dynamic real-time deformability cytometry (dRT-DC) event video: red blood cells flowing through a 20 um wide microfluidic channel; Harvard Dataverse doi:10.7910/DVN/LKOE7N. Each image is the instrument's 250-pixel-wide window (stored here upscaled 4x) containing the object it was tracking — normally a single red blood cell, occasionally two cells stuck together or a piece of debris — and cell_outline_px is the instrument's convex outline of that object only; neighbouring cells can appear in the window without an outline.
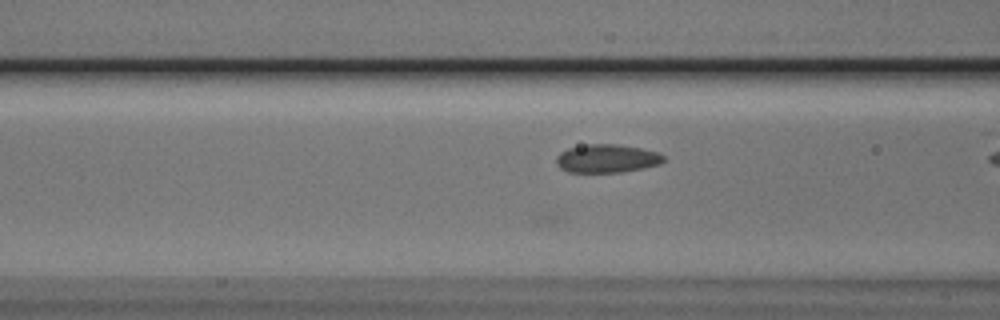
{"species": "Egyptian fruit bat (a non-hibernating species)", "species_latin": "Rousettus aegyptiacus", "temperature_condition": "cold", "stored_images_in_passage": 8, "camera_frame_rate_fps": 3000, "um_per_image_px": 0.085, "animal": {"sex": "male"}, "frame": {"image": 1, "passage_image": 6, "time_ms": 1.667, "image_size_px": [1000, 320], "cell_outline_px": [[664, 160], [660, 164], [620, 172], [568, 172], [560, 168], [556, 164], [556, 156], [560, 152], [568, 148], [588, 144], [616, 144], [640, 148], [660, 152], [664, 156]], "centroid_in_image_um": [51.56, 13.47], "position_along_channel_um": 115.0, "area_um2": 17.69}}